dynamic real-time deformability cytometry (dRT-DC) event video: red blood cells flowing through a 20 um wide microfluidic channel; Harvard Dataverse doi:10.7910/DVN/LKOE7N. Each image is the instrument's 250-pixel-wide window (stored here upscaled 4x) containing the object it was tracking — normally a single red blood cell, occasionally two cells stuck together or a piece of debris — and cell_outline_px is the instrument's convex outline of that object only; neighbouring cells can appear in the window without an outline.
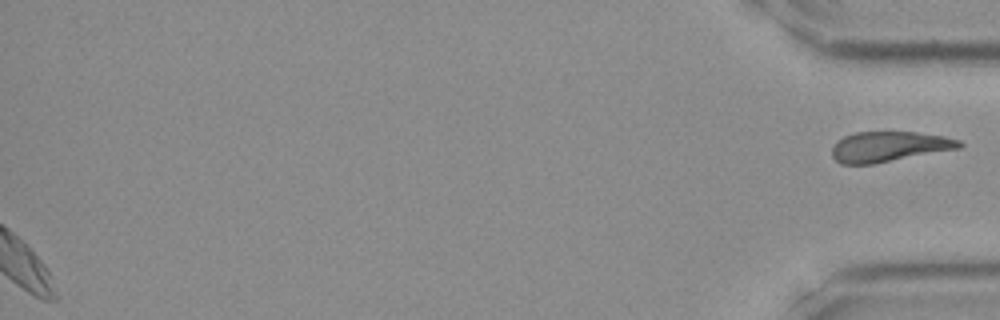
{"species": "Egyptian fruit bat (a non-hibernating species)", "species_latin": "Rousettus aegyptiacus", "temperature_condition": "room temperature", "stored_images_in_passage": 35, "segment_of_instrument_passage": [2, 2], "camera_frame_rate_fps": 3000, "um_per_image_px": 0.085, "frame": {"image": 1, "passage_image": 35, "time_ms": 11.333, "image_size_px": [1000, 320], "cell_outline_px": [[964, 144], [960, 148], [872, 164], [840, 164], [832, 156], [832, 148], [836, 140], [844, 136], [856, 132], [916, 132], [944, 136], [960, 140]], "centroid_in_image_um": [75.55, 12.46], "position_along_channel_um": 359.6, "area_um2": 22.43}}